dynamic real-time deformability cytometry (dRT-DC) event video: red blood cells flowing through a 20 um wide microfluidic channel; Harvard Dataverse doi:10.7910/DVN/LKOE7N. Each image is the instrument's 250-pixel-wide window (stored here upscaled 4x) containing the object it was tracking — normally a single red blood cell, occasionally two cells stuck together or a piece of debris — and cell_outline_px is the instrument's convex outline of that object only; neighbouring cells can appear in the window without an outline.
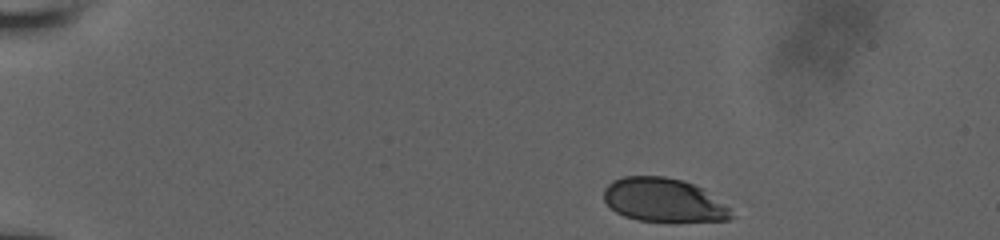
{"species": "human", "species_latin": "Homo sapiens", "temperature_condition": "room temperature", "stored_images_in_passage": 25, "camera_frame_rate_fps": 3000, "um_per_image_px": 0.085, "donor": {"sex": "male"}, "frame": {"image": 1, "passage_image": 1, "time_ms": 0.0, "image_size_px": [1000, 240], "cell_outline_px": [[736, 216], [728, 220], [640, 220], [624, 216], [616, 212], [604, 200], [604, 188], [612, 180], [624, 176], [664, 176], [680, 180], [704, 188], [732, 208]], "centroid_in_image_um": [56.44, 16.99], "position_along_channel_um": 28.6, "area_um2": 32.31}}
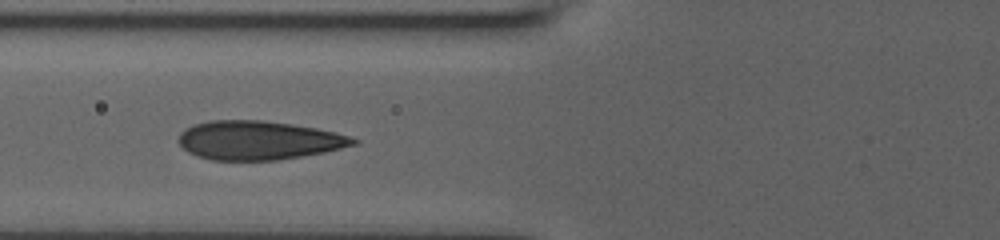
{"frame": {"image": 2, "passage_image": 15, "time_ms": 4.667, "image_size_px": [1000, 240], "cell_outline_px": [[360, 144], [324, 152], [280, 160], [212, 160], [196, 156], [188, 152], [176, 140], [180, 132], [184, 128], [192, 124], [212, 120], [260, 120], [292, 124], [316, 128], [336, 132], [360, 140]], "centroid_in_image_um": [21.96, 11.92], "position_along_channel_um": 103.8, "area_um2": 39.88}}
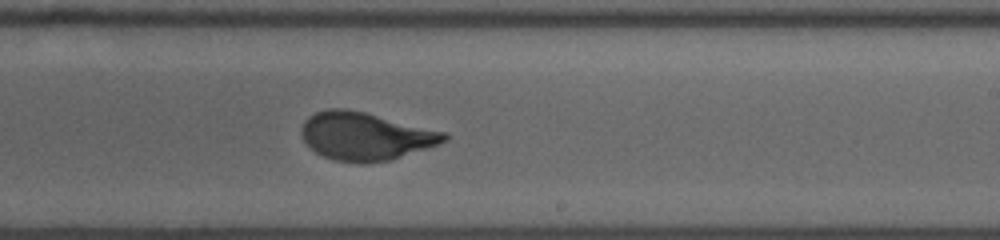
{"frame": {"image": 3, "passage_image": 25, "time_ms": 8.667, "image_size_px": [1000, 240], "cell_outline_px": [[448, 140], [440, 144], [392, 160], [364, 164], [360, 164], [332, 160], [316, 152], [304, 140], [300, 132], [304, 120], [308, 116], [316, 112], [328, 108], [344, 108], [364, 112], [448, 132]], "centroid_in_image_um": [31.09, 11.59], "position_along_channel_um": 257.9, "area_um2": 40.23}}